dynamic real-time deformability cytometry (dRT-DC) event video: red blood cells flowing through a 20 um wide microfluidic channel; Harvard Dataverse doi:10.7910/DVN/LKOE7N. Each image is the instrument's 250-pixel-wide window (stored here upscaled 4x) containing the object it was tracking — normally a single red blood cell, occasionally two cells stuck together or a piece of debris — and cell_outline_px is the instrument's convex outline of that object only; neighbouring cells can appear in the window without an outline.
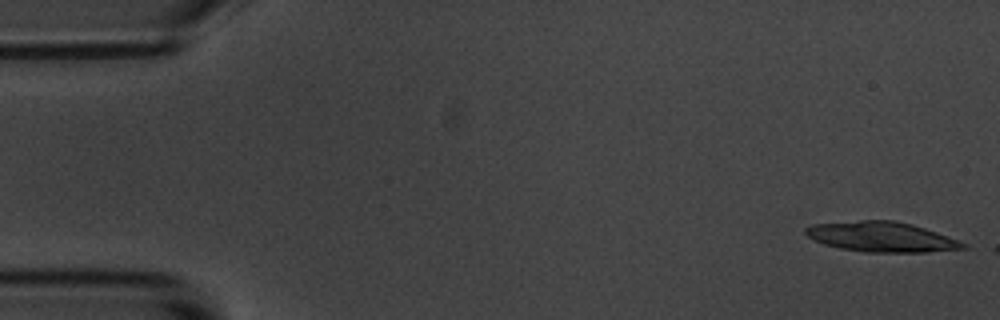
{"species": "common noctule bat (a hibernating species)", "species_latin": "Nyctalus noctula", "temperature_condition": "room temperature", "stored_images_in_passage": 3, "camera_frame_rate_fps": 3000, "um_per_image_px": 0.085, "animal": {"sex": "male", "body_mass_g": 20.1, "forearm_length_mm": 53.5}, "frame": {"image": 1, "passage_image": 1, "time_ms": 0.0, "image_size_px": [1000, 320], "cell_outline_px": [[968, 248], [928, 252], [864, 252], [840, 248], [824, 244], [812, 240], [804, 232], [804, 228], [812, 224], [860, 220], [896, 220], [912, 224], [936, 232], [968, 244]], "centroid_in_image_um": [74.91, 20.13], "position_along_channel_um": 10.1, "area_um2": 27.69}}